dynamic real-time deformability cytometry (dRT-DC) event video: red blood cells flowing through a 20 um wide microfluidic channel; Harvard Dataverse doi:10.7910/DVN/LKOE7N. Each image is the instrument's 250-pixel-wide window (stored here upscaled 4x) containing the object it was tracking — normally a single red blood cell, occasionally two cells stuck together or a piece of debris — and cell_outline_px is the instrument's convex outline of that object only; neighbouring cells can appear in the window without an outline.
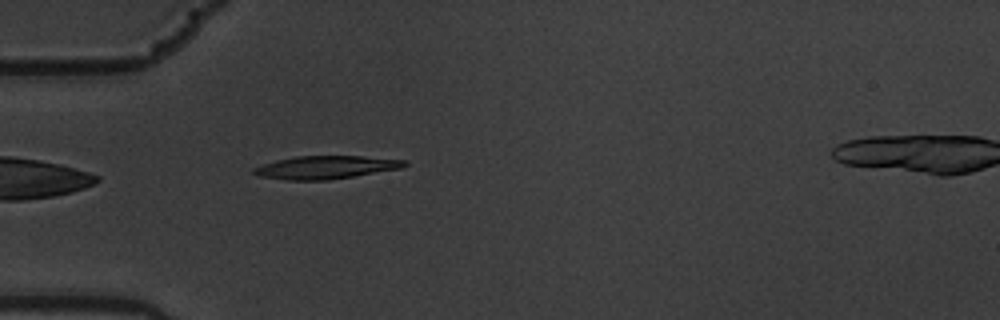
{"species": "common noctule bat (a hibernating species)", "species_latin": "Nyctalus noctula", "temperature_condition": "warm", "stored_images_in_passage": 6, "camera_frame_rate_fps": 3000, "um_per_image_px": 0.085, "animal": {"sex": "male", "body_mass_g": 19.5, "forearm_length_mm": 54.6}, "frame": {"image": 1, "passage_image": 5, "time_ms": 1.333, "image_size_px": [1000, 320], "cell_outline_px": [[408, 164], [400, 168], [328, 180], [284, 180], [260, 176], [252, 172], [252, 168], [276, 160], [296, 156], [364, 156], [408, 160]], "centroid_in_image_um": [27.68, 14.22], "position_along_channel_um": 57.3, "area_um2": 20.11}}